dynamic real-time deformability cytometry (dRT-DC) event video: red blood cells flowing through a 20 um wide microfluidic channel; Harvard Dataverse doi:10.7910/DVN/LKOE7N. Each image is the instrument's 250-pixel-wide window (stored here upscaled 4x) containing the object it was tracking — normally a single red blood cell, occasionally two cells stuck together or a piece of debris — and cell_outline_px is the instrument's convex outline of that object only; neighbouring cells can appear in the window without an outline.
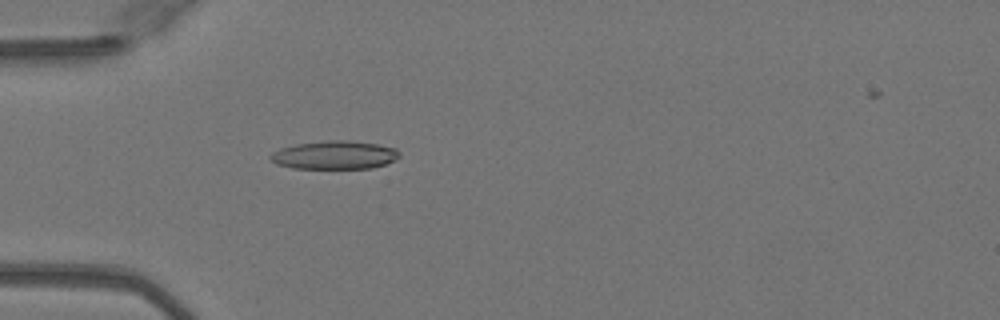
{"species": "Egyptian fruit bat (a non-hibernating species)", "species_latin": "Rousettus aegyptiacus", "temperature_condition": "warm", "stored_images_in_passage": 49, "camera_frame_rate_fps": 3000, "um_per_image_px": 0.085, "animal": {"sex": "female"}, "frame": {"image": 1, "passage_image": 14, "time_ms": 4.333, "image_size_px": [1000, 320], "cell_outline_px": [[400, 156], [396, 160], [372, 168], [292, 168], [276, 164], [268, 156], [272, 152], [280, 148], [296, 144], [328, 140], [348, 140], [376, 144], [396, 148], [400, 152]], "centroid_in_image_um": [28.44, 13.17], "position_along_channel_um": 56.6, "area_um2": 21.33}}
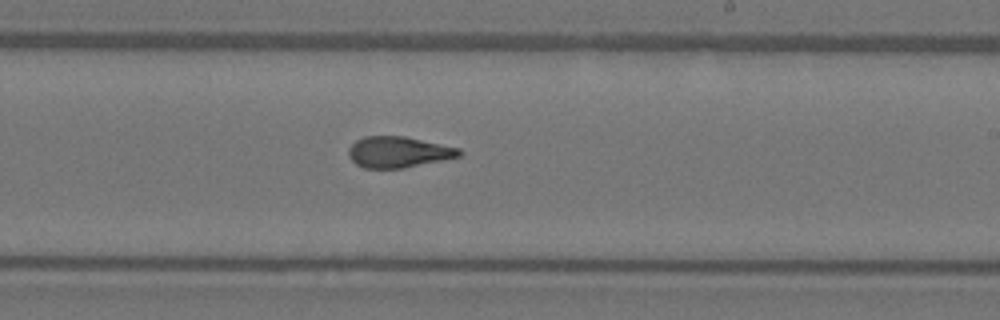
{"frame": {"image": 2, "passage_image": 29, "time_ms": 9.333, "image_size_px": [1000, 320], "cell_outline_px": [[464, 152], [460, 156], [444, 160], [404, 168], [364, 168], [356, 164], [348, 156], [348, 148], [356, 140], [364, 136], [404, 136], [460, 148]], "centroid_in_image_um": [33.87, 12.92], "position_along_channel_um": 255.1, "area_um2": 20.11}}
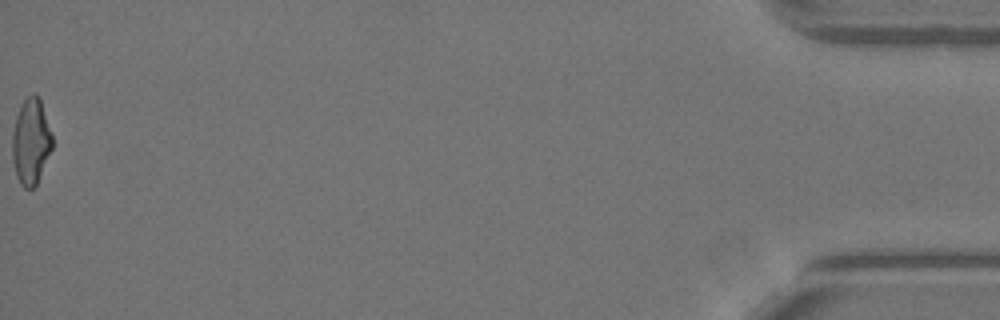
{"frame": {"image": 3, "passage_image": 49, "time_ms": 16.0, "image_size_px": [1000, 320], "cell_outline_px": [[52, 148], [36, 184], [32, 188], [24, 188], [20, 184], [16, 176], [12, 160], [12, 132], [16, 116], [20, 104], [28, 96], [36, 96], [40, 100], [52, 136]], "centroid_in_image_um": [2.59, 12.06], "position_along_channel_um": 432.6, "area_um2": 19.71}, "authors_computed_cell_mechanics": {"area_um2": 20.4612, "velocity_mm_per_s": 4.1054, "shape_relaxation_time_tau1_ms": 5.5746, "shape_relaxation_time_tau2_ms": 1.6238, "deformation_change_tau1": 0.2301, "deformation_change_tau2": 0.1082}}